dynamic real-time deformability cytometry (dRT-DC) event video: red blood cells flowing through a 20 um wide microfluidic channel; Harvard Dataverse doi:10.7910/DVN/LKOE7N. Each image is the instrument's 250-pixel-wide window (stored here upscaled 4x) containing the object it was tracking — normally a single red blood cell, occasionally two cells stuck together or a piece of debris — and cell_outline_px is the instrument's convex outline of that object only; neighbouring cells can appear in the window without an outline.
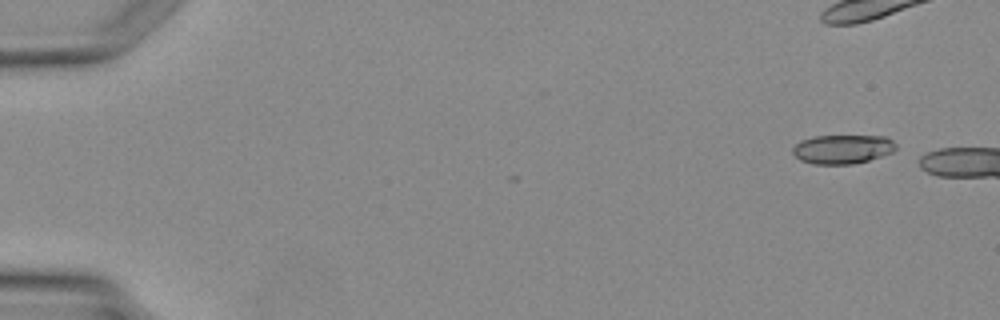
{"species": "Egyptian fruit bat (a non-hibernating species)", "species_latin": "Rousettus aegyptiacus", "temperature_condition": "warm", "stored_images_in_passage": 5, "segment_of_instrument_passage": [2, 2], "camera_frame_rate_fps": 3000, "um_per_image_px": 0.085, "animal": {"sex": "female"}, "frame": {"image": 1, "passage_image": 5, "time_ms": 5.0, "image_size_px": [1000, 320], "cell_outline_px": [[896, 148], [892, 152], [868, 160], [852, 164], [812, 164], [800, 160], [792, 152], [792, 148], [800, 140], [812, 136], [884, 136], [892, 140], [896, 144]], "centroid_in_image_um": [71.58, 12.67], "position_along_channel_um": 13.4, "area_um2": 17.46}}